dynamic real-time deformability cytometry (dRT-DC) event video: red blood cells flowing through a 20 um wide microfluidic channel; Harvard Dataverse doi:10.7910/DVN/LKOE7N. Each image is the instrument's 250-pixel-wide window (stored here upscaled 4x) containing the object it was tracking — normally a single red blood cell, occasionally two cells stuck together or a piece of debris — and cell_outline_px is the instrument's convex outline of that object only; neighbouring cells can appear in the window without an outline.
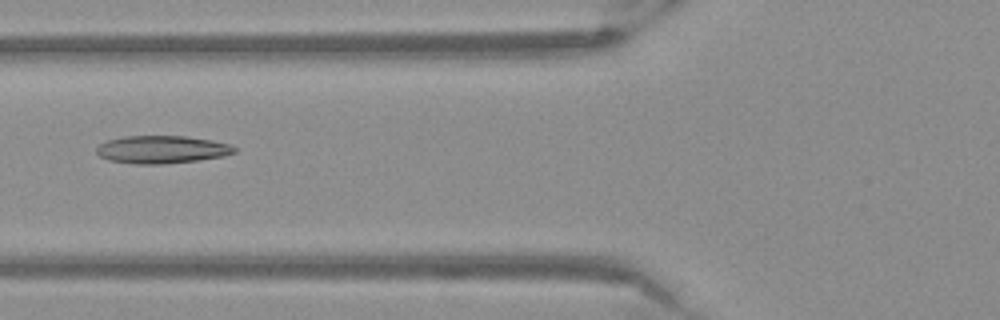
{"species": "Egyptian fruit bat (a non-hibernating species)", "species_latin": "Rousettus aegyptiacus", "temperature_condition": "warm", "stored_images_in_passage": 25, "camera_frame_rate_fps": 3000, "um_per_image_px": 0.085, "frame": {"image": 1, "passage_image": 4, "time_ms": 1.0, "image_size_px": [1000, 320], "cell_outline_px": [[236, 152], [224, 156], [196, 160], [160, 164], [136, 164], [108, 160], [100, 156], [96, 152], [96, 148], [100, 144], [108, 140], [124, 136], [184, 136], [208, 140], [228, 144], [236, 148]], "centroid_in_image_um": [13.72, 12.71], "position_along_channel_um": 112.1, "area_um2": 22.02}}